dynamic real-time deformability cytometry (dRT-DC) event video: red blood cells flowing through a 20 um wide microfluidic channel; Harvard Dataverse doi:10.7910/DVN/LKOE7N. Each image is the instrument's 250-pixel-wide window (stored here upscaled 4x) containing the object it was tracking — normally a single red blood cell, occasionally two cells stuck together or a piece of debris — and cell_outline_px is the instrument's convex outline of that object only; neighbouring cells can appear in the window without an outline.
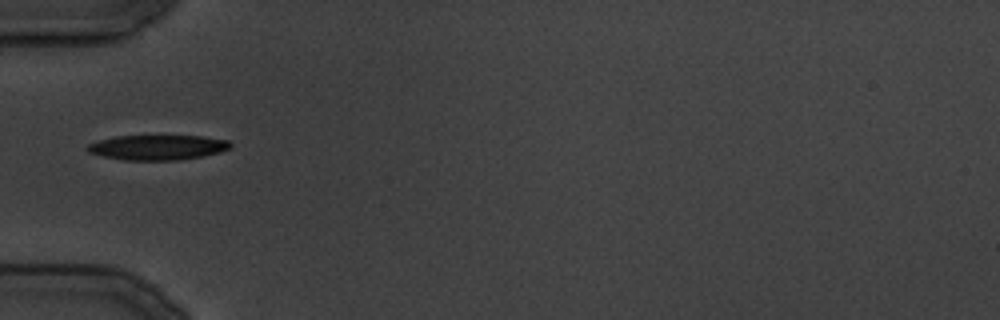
{"species": "common noctule bat (a hibernating species)", "species_latin": "Nyctalus noctula", "temperature_condition": "cold", "stored_images_in_passage": 9, "camera_frame_rate_fps": 3000, "um_per_image_px": 0.085, "animal": {"sex": "male", "body_mass_g": 19.5, "forearm_length_mm": 54.6}, "frame": {"image": 1, "passage_image": 1, "time_ms": 0.0, "image_size_px": [1000, 320], "cell_outline_px": [[232, 148], [220, 152], [204, 156], [176, 160], [124, 160], [104, 156], [88, 152], [84, 148], [88, 144], [100, 140], [116, 136], [204, 136], [228, 140], [232, 144]], "centroid_in_image_um": [13.42, 12.53], "position_along_channel_um": 71.6, "area_um2": 20.87}}
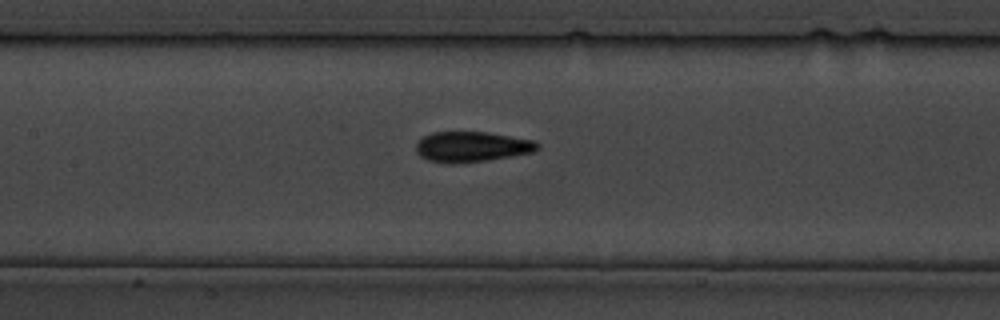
{"frame": {"image": 2, "passage_image": 6, "time_ms": 6.0, "image_size_px": [1000, 320], "cell_outline_px": [[540, 148], [536, 152], [488, 160], [448, 164], [428, 160], [420, 156], [416, 152], [416, 144], [424, 136], [432, 132], [488, 132], [536, 140], [540, 144]], "centroid_in_image_um": [40.15, 12.47], "position_along_channel_um": 167.2, "area_um2": 21.73}}
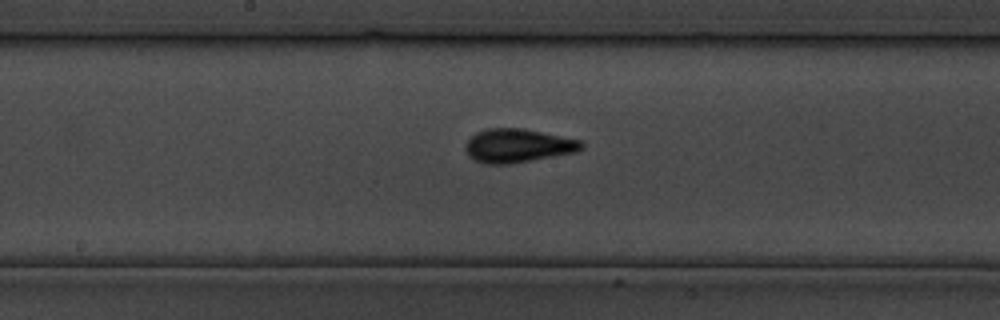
{"frame": {"image": 3, "passage_image": 8, "time_ms": 8.333, "image_size_px": [1000, 320], "cell_outline_px": [[584, 148], [576, 152], [508, 164], [484, 164], [468, 156], [464, 148], [464, 144], [476, 132], [488, 128], [520, 128], [580, 140], [584, 144]], "centroid_in_image_um": [43.98, 12.38], "position_along_channel_um": 204.2, "area_um2": 22.6}}